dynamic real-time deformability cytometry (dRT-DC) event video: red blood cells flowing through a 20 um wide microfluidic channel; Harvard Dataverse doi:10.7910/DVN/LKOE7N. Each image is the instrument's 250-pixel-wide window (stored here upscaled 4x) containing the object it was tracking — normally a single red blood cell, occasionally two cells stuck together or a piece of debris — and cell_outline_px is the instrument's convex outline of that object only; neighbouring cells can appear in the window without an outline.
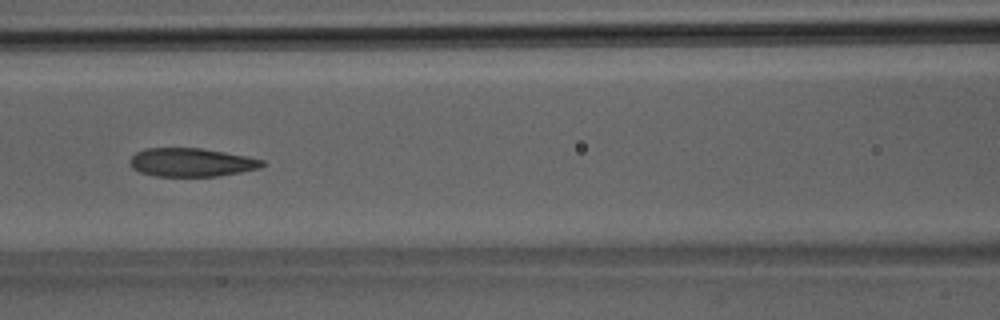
{"species": "Egyptian fruit bat (a non-hibernating species)", "species_latin": "Rousettus aegyptiacus", "temperature_condition": "room temperature", "stored_images_in_passage": 39, "camera_frame_rate_fps": 3000, "um_per_image_px": 0.085, "animal": {"sex": "male"}, "frame": {"image": 1, "passage_image": 18, "time_ms": 5.667, "image_size_px": [1000, 320], "cell_outline_px": [[268, 164], [260, 168], [240, 172], [216, 176], [156, 176], [140, 172], [132, 168], [128, 164], [128, 160], [136, 152], [144, 148], [200, 148], [248, 156], [264, 160]], "centroid_in_image_um": [16.26, 13.8], "position_along_channel_um": 150.3, "area_um2": 22.14}}
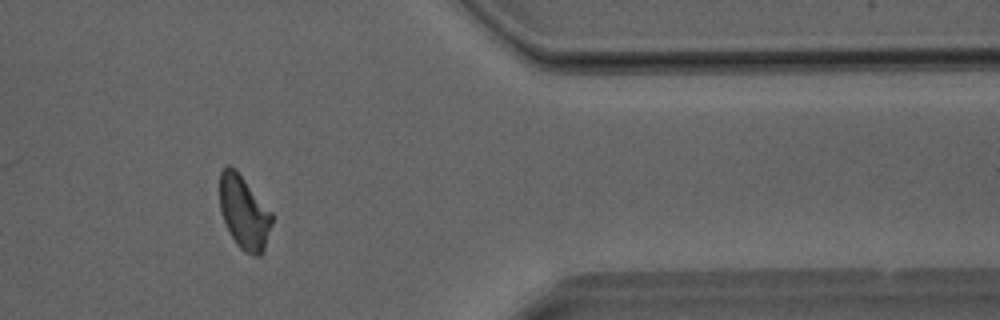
{"frame": {"image": 2, "passage_image": 33, "time_ms": 10.667, "image_size_px": [1000, 320], "cell_outline_px": [[272, 224], [264, 252], [260, 256], [252, 256], [244, 252], [236, 244], [224, 220], [220, 208], [220, 172], [224, 164], [228, 164], [236, 168], [272, 212]], "centroid_in_image_um": [20.75, 18.04], "position_along_channel_um": 390.6, "area_um2": 22.6}}
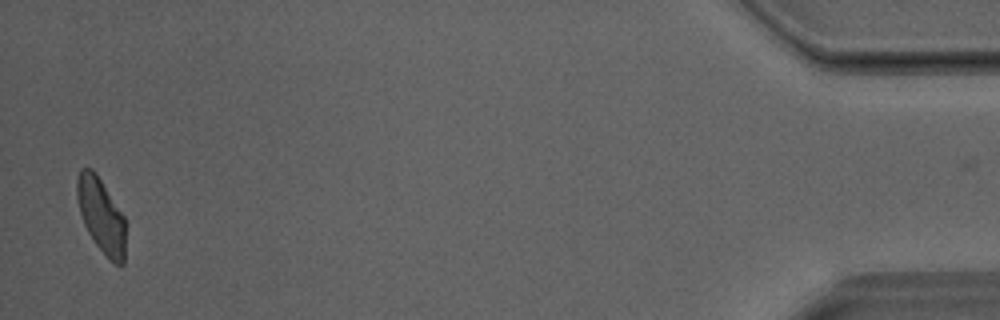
{"frame": {"image": 3, "passage_image": 39, "time_ms": 12.667, "image_size_px": [1000, 320], "cell_outline_px": [[124, 264], [116, 264], [108, 260], [96, 244], [88, 232], [84, 224], [80, 212], [76, 196], [76, 180], [80, 168], [92, 168], [96, 172], [124, 216]], "centroid_in_image_um": [8.57, 18.29], "position_along_channel_um": 426.6, "area_um2": 21.04}}